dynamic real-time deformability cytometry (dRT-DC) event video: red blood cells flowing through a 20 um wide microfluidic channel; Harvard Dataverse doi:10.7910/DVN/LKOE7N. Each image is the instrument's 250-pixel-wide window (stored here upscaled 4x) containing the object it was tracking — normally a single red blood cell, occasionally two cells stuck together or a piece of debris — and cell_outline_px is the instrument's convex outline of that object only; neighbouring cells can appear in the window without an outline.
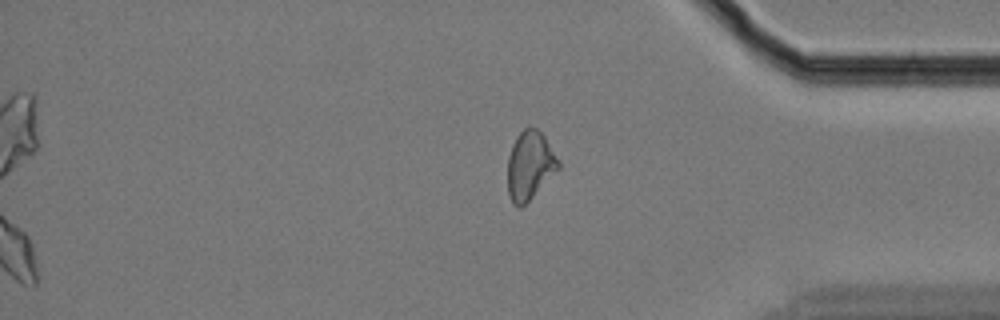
{"species": "Egyptian fruit bat (a non-hibernating species)", "species_latin": "Rousettus aegyptiacus", "temperature_condition": "cold", "stored_images_in_passage": 60, "camera_frame_rate_fps": 3000, "um_per_image_px": 0.085, "animal": {"sex": "female"}, "frame": {"image": 1, "passage_image": 60, "time_ms": 19.667, "image_size_px": [1000, 320], "cell_outline_px": [[560, 168], [520, 208], [512, 204], [508, 196], [508, 156], [512, 144], [516, 136], [528, 124], [536, 128], [544, 136], [560, 160]], "centroid_in_image_um": [45.03, 14.03], "position_along_channel_um": 390.2, "area_um2": 20.35}}